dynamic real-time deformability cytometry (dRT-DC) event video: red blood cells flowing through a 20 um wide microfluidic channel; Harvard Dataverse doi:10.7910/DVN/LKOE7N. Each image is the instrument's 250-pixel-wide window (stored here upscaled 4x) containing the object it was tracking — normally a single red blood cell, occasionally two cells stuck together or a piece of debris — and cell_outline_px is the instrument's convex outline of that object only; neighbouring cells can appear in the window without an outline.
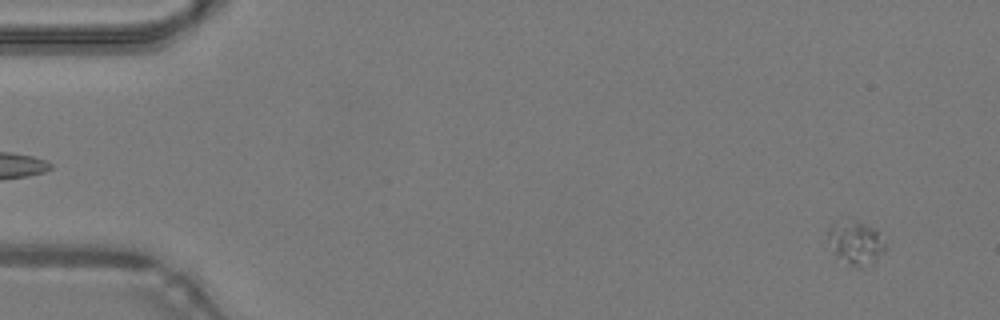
{"species": "common noctule bat (a hibernating species)", "species_latin": "Nyctalus noctula", "temperature_condition": "warm", "stored_images_in_passage": 14, "camera_frame_rate_fps": 3000, "um_per_image_px": 0.085, "animal": {"sex": "male", "body_mass_g": 19.2, "forearm_length_mm": 51.8}, "frame": {"image": 1, "passage_image": 3, "time_ms": 0.667, "image_size_px": [1000, 320], "cell_outline_px": [[884, 252], [872, 264], [856, 268], [848, 264], [836, 256], [828, 236], [828, 228], [832, 224], [860, 224], [876, 228], [884, 244]], "centroid_in_image_um": [72.76, 20.72], "position_along_channel_um": 12.2, "area_um2": 13.64}}
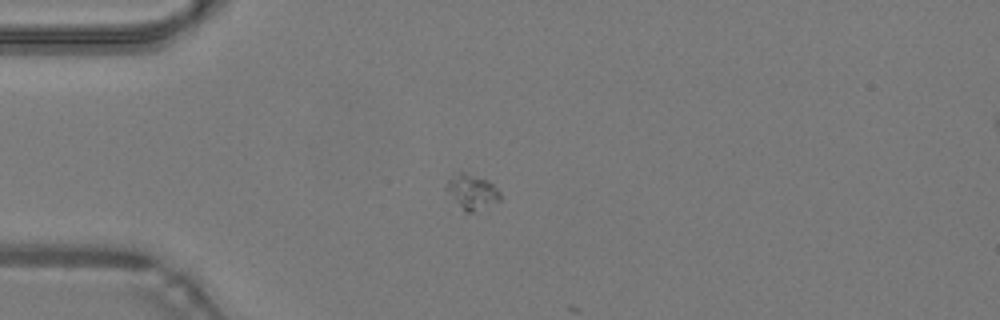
{"frame": {"image": 2, "passage_image": 13, "time_ms": 4.0, "image_size_px": [1000, 320], "cell_outline_px": [[500, 200], [472, 212], [464, 212], [444, 188], [448, 180], [452, 176], [460, 172], [464, 172], [488, 180], [500, 192]], "centroid_in_image_um": [40.09, 16.3], "position_along_channel_um": 44.9, "area_um2": 10.69}}